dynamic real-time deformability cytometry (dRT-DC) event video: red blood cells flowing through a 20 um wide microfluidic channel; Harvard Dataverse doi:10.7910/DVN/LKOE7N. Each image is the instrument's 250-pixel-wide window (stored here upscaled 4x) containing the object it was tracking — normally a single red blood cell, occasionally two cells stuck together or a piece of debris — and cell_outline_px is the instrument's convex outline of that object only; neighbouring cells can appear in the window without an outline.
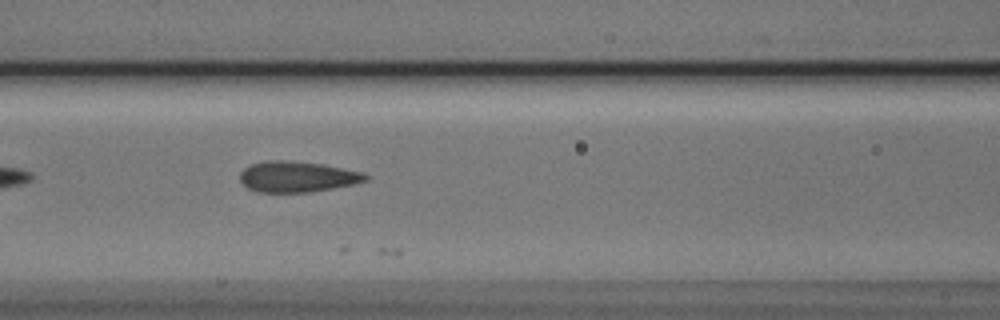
{"species": "Egyptian fruit bat (a non-hibernating species)", "species_latin": "Rousettus aegyptiacus", "temperature_condition": "cold", "stored_images_in_passage": 5, "camera_frame_rate_fps": 3000, "um_per_image_px": 0.085, "animal": {"sex": "male"}, "frame": {"image": 1, "passage_image": 4, "time_ms": 1.0, "image_size_px": [1000, 320], "cell_outline_px": [[368, 180], [352, 184], [312, 192], [256, 192], [248, 188], [240, 180], [240, 172], [244, 168], [252, 164], [268, 160], [284, 160], [320, 164], [360, 172], [368, 176]], "centroid_in_image_um": [25.21, 15.03], "position_along_channel_um": 141.4, "area_um2": 22.2}}